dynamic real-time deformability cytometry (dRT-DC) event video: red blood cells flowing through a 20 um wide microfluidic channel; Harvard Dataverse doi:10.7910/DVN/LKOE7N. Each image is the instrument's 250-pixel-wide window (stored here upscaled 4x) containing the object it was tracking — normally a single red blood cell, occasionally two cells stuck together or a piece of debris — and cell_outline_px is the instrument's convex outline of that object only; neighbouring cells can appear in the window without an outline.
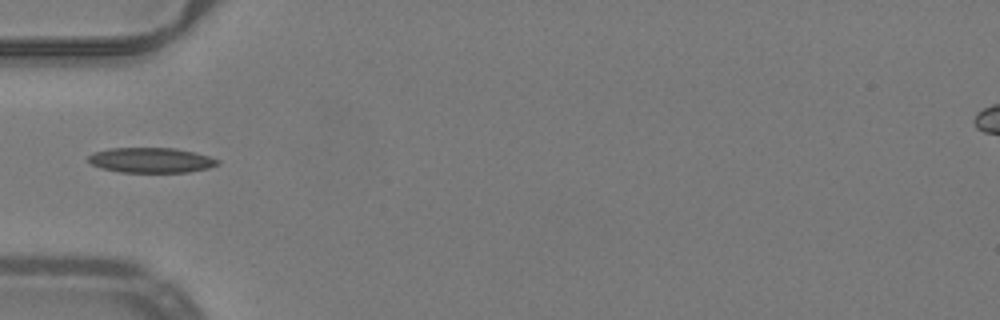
{"species": "common noctule bat (a hibernating species)", "species_latin": "Nyctalus noctula", "temperature_condition": "warm", "stored_images_in_passage": 24, "camera_frame_rate_fps": 3000, "um_per_image_px": 0.085, "animal": {"sex": "male", "body_mass_g": 19.2, "forearm_length_mm": 51.8}, "frame": {"image": 1, "passage_image": 1, "time_ms": 0.0, "image_size_px": [1000, 320], "cell_outline_px": [[220, 164], [208, 168], [188, 172], [120, 172], [100, 168], [92, 164], [88, 160], [88, 156], [92, 152], [108, 148], [176, 148], [196, 152], [220, 160]], "centroid_in_image_um": [12.84, 13.61], "position_along_channel_um": 72.2, "area_um2": 19.07}}
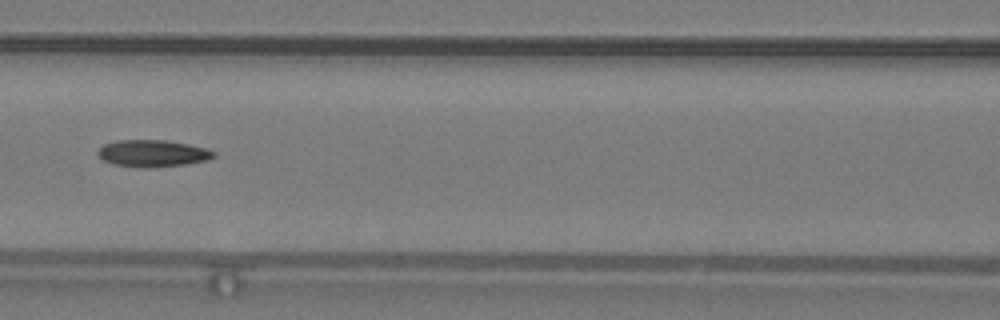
{"frame": {"image": 2, "passage_image": 7, "time_ms": 2.0, "image_size_px": [1000, 320], "cell_outline_px": [[216, 156], [208, 160], [184, 164], [148, 168], [136, 168], [112, 164], [104, 160], [96, 152], [104, 144], [116, 140], [164, 140], [188, 144], [204, 148], [216, 152]], "centroid_in_image_um": [12.96, 13.04], "position_along_channel_um": 153.6, "area_um2": 18.21}}
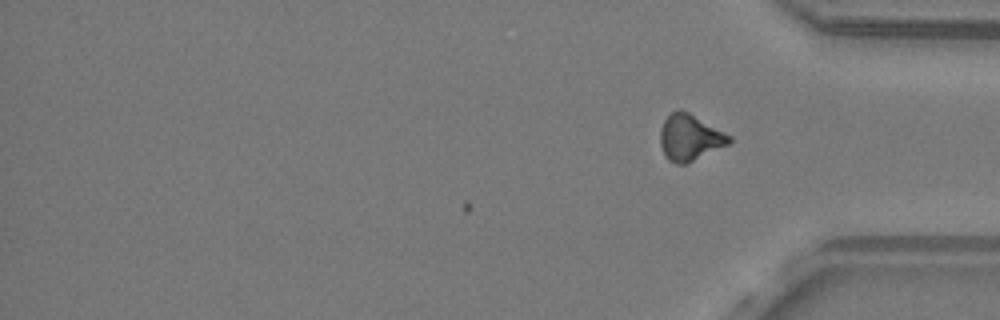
{"frame": {"image": 3, "passage_image": 24, "time_ms": 7.667, "image_size_px": [1000, 320], "cell_outline_px": [[732, 140], [728, 144], [688, 164], [676, 164], [668, 160], [664, 156], [660, 144], [660, 128], [664, 120], [672, 112], [680, 108], [688, 112], [732, 136]], "centroid_in_image_um": [58.61, 11.71], "position_along_channel_um": 376.6, "area_um2": 18.67}, "authors_computed_cell_mechanics": {"area_um2": 17.8891, "velocity_mm_per_s": 4.0129, "shape_relaxation_time_tau1_ms": null, "shape_relaxation_time_tau2_ms": 6.3013, "deformation_change_tau1": null, "deformation_change_tau2": 0.1568}}